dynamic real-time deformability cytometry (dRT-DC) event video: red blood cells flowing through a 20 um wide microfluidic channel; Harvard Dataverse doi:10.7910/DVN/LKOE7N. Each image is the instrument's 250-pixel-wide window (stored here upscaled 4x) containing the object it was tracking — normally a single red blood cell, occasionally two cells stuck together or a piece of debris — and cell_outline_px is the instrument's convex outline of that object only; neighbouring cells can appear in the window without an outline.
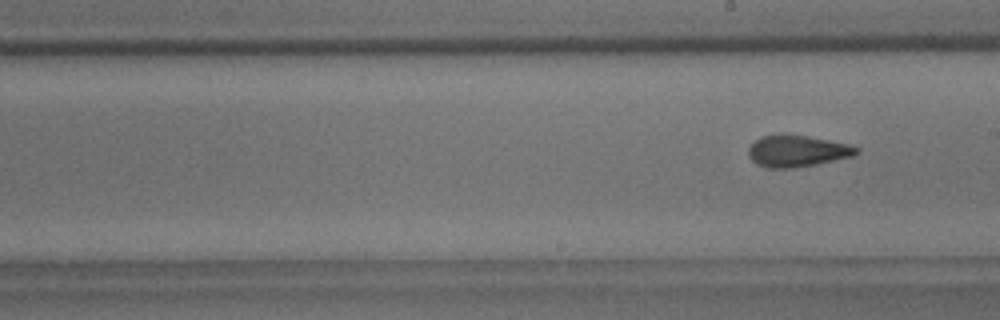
{"species": "common noctule bat (a hibernating species)", "species_latin": "Nyctalus noctula", "temperature_condition": "room temperature", "stored_images_in_passage": 7, "segment_of_instrument_passage": [2, 2], "camera_frame_rate_fps": 3000, "um_per_image_px": 0.085, "animal": {"sex": "male", "body_mass_g": 18.8}, "frame": {"image": 1, "passage_image": 7, "time_ms": 2.0, "image_size_px": [1000, 320], "cell_outline_px": [[860, 152], [852, 156], [816, 164], [792, 168], [768, 168], [756, 164], [748, 156], [748, 148], [760, 136], [780, 132], [808, 136], [848, 144], [860, 148]], "centroid_in_image_um": [67.72, 12.81], "position_along_channel_um": 221.3, "area_um2": 20.17}}